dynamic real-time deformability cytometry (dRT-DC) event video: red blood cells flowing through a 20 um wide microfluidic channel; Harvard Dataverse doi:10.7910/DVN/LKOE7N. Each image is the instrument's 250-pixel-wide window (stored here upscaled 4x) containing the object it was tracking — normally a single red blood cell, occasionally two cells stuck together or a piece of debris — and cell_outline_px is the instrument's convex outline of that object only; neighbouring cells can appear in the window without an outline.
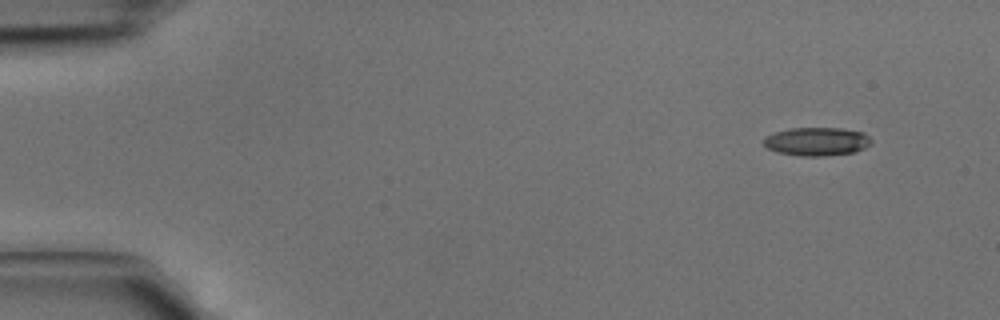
{"species": "common noctule bat (a hibernating species)", "species_latin": "Nyctalus noctula", "temperature_condition": "cold", "stored_images_in_passage": 4, "camera_frame_rate_fps": 3000, "um_per_image_px": 0.085, "animal": {"sex": "male", "body_mass_g": 15.6}, "frame": {"image": 1, "passage_image": 1, "time_ms": 0.0, "image_size_px": [1000, 320], "cell_outline_px": [[872, 144], [864, 148], [852, 152], [824, 156], [804, 156], [776, 152], [768, 148], [764, 144], [764, 136], [788, 128], [840, 128], [864, 132], [872, 140]], "centroid_in_image_um": [69.43, 12.02], "position_along_channel_um": 15.6, "area_um2": 17.8}}